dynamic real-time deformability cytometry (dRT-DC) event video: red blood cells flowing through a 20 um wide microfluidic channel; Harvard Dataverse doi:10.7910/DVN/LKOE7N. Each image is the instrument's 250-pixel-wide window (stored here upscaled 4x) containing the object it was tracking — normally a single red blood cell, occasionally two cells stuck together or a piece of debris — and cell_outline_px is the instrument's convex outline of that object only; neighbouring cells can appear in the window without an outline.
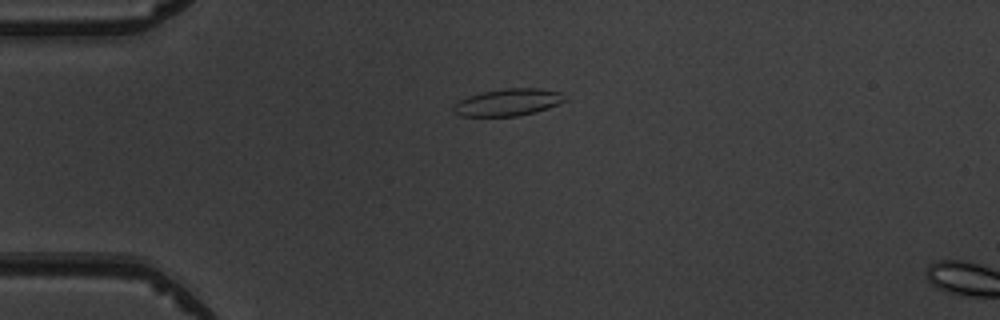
{"species": "common noctule bat (a hibernating species)", "species_latin": "Nyctalus noctula", "temperature_condition": "warm", "stored_images_in_passage": 5, "camera_frame_rate_fps": 3000, "um_per_image_px": 0.085, "animal": {"sex": "male", "body_mass_g": 19.5, "forearm_length_mm": 54.6}, "frame": {"image": 1, "passage_image": 5, "time_ms": 5.333, "image_size_px": [1000, 320], "cell_outline_px": [[564, 100], [548, 108], [536, 112], [520, 116], [460, 116], [452, 108], [460, 100], [468, 96], [484, 92], [504, 88], [540, 88], [560, 92]], "centroid_in_image_um": [43.17, 8.7], "position_along_channel_um": 41.8, "area_um2": 17.28}}